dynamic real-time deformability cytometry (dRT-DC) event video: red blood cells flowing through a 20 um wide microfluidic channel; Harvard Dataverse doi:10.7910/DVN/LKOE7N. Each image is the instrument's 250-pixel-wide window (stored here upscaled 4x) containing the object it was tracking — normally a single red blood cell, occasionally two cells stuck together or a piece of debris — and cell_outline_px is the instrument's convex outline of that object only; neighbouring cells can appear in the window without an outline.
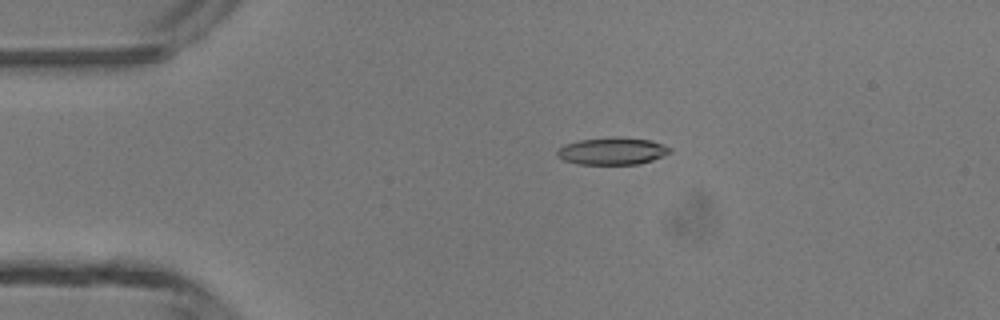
{"species": "common noctule bat (a hibernating species)", "species_latin": "Nyctalus noctula", "temperature_condition": "room temperature", "stored_images_in_passage": 4, "camera_frame_rate_fps": 3000, "um_per_image_px": 0.085, "animal": {"sex": "male", "body_mass_g": 13.3}, "frame": {"image": 1, "passage_image": 2, "time_ms": 1.333, "image_size_px": [1000, 320], "cell_outline_px": [[672, 152], [652, 160], [640, 164], [580, 164], [564, 160], [556, 152], [564, 144], [580, 140], [616, 136], [652, 140], [664, 144], [672, 148]], "centroid_in_image_um": [52.11, 12.83], "position_along_channel_um": 32.9, "area_um2": 17.92}}
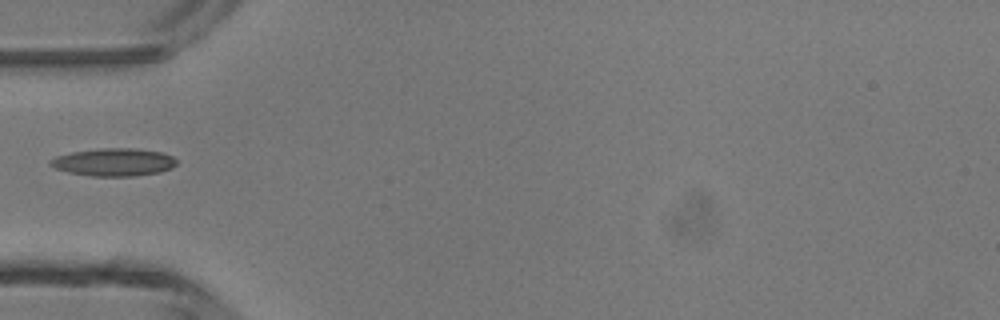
{"frame": {"image": 2, "passage_image": 4, "time_ms": 3.333, "image_size_px": [1000, 320], "cell_outline_px": [[176, 164], [172, 168], [160, 172], [132, 176], [92, 176], [68, 172], [56, 168], [48, 164], [48, 160], [56, 156], [72, 152], [100, 148], [136, 148], [164, 152], [172, 156], [176, 160]], "centroid_in_image_um": [9.68, 13.77], "position_along_channel_um": 75.3, "area_um2": 20.52}}